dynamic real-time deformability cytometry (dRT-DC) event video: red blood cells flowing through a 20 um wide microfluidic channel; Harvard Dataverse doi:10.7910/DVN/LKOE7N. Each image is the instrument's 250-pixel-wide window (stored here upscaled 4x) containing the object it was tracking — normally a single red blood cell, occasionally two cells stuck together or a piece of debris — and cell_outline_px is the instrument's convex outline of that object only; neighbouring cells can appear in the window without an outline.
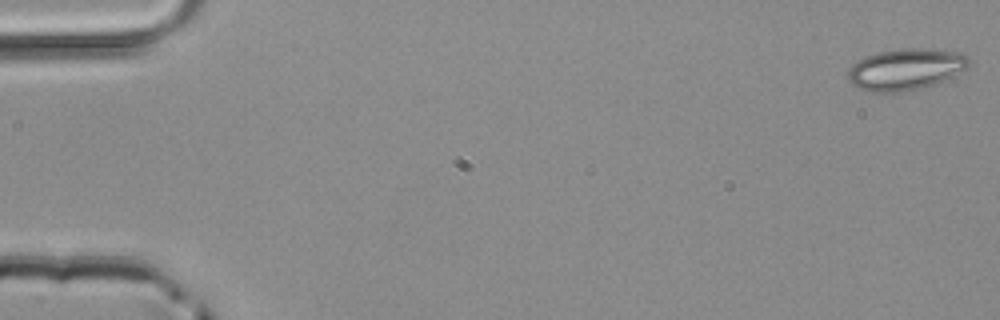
{"species": "common noctule bat (a hibernating species)", "species_latin": "Nyctalus noctula", "temperature_condition": "room temperature", "stored_images_in_passage": 50, "camera_frame_rate_fps": 3000, "um_per_image_px": 0.085, "animal": {"sex": "male", "body_mass_g": 20.4}, "frame": {"image": 1, "passage_image": 1, "time_ms": 0.0, "image_size_px": [1000, 320], "cell_outline_px": [[972, 64], [968, 68], [936, 84], [924, 88], [900, 92], [868, 92], [852, 84], [848, 80], [848, 68], [852, 64], [864, 56], [876, 52], [900, 48], [928, 48], [960, 52], [968, 56]], "centroid_in_image_um": [77.0, 5.88], "position_along_channel_um": 8.0, "area_um2": 29.77}}
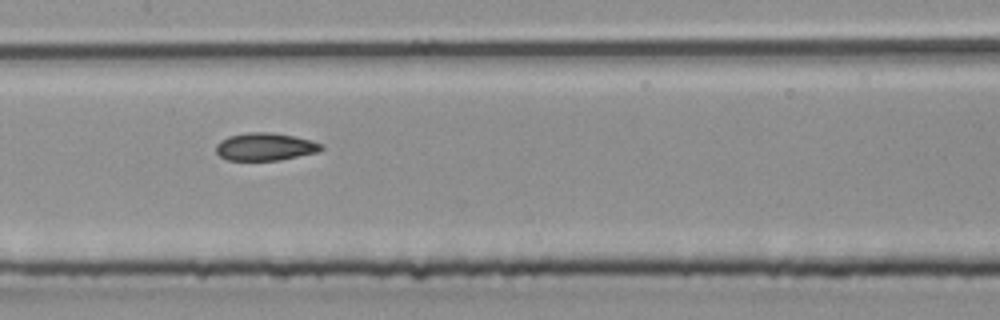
{"frame": {"image": 2, "passage_image": 25, "time_ms": 8.0, "image_size_px": [1000, 320], "cell_outline_px": [[324, 148], [316, 152], [280, 160], [228, 160], [220, 156], [216, 152], [216, 144], [220, 140], [228, 136], [248, 132], [272, 132], [292, 136], [324, 144]], "centroid_in_image_um": [22.51, 12.47], "position_along_channel_um": 184.9, "area_um2": 16.88}}
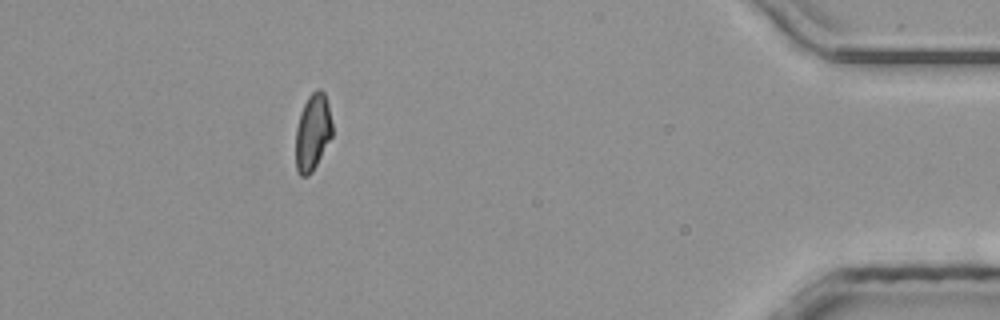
{"frame": {"image": 3, "passage_image": 45, "time_ms": 14.667, "image_size_px": [1000, 320], "cell_outline_px": [[332, 136], [312, 172], [308, 176], [300, 176], [296, 168], [296, 128], [300, 112], [308, 96], [316, 88], [320, 88], [324, 92], [328, 104], [332, 124]], "centroid_in_image_um": [26.57, 11.22], "position_along_channel_um": 408.6, "area_um2": 16.36}}